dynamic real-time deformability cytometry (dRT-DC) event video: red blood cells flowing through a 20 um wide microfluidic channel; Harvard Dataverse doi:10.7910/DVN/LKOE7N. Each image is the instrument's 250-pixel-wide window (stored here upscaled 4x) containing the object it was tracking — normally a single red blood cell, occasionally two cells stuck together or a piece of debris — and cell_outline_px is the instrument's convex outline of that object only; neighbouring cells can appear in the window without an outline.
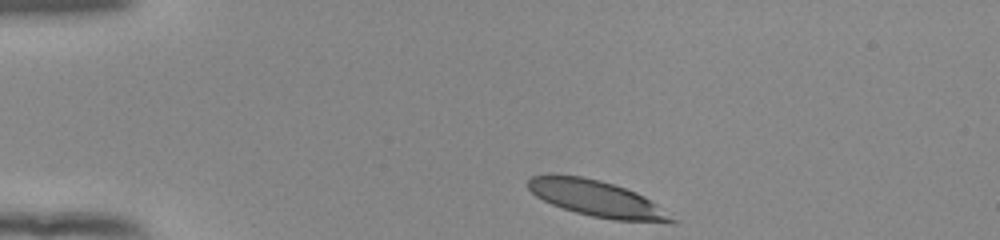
{"species": "human", "species_latin": "Homo sapiens", "temperature_condition": "room temperature", "stored_images_in_passage": 43, "camera_frame_rate_fps": 3000, "um_per_image_px": 0.085, "donor": {"sex": "female"}, "frame": {"image": 1, "passage_image": 1, "time_ms": 0.0, "image_size_px": [1000, 240], "cell_outline_px": [[680, 220], [672, 224], [612, 220], [592, 216], [576, 212], [552, 204], [536, 196], [528, 188], [528, 180], [532, 176], [552, 172], [580, 176], [600, 180], [636, 192], [644, 196]], "centroid_in_image_um": [50.78, 16.89], "position_along_channel_um": 34.2, "area_um2": 30.69}}
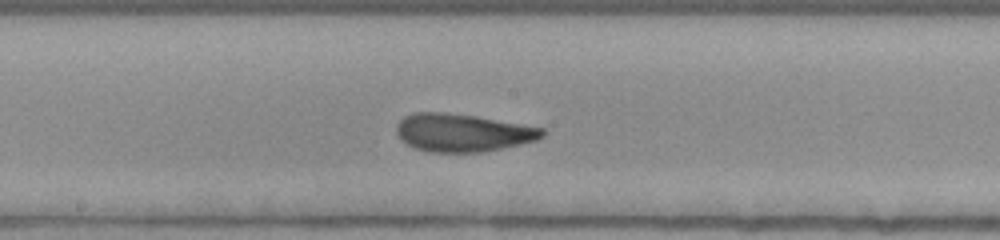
{"frame": {"image": 2, "passage_image": 19, "time_ms": 6.0, "image_size_px": [1000, 240], "cell_outline_px": [[544, 136], [536, 140], [520, 144], [484, 152], [428, 152], [416, 148], [408, 144], [396, 132], [396, 124], [404, 116], [416, 112], [444, 112], [476, 116], [544, 128]], "centroid_in_image_um": [39.32, 11.27], "position_along_channel_um": 208.9, "area_um2": 32.02}}
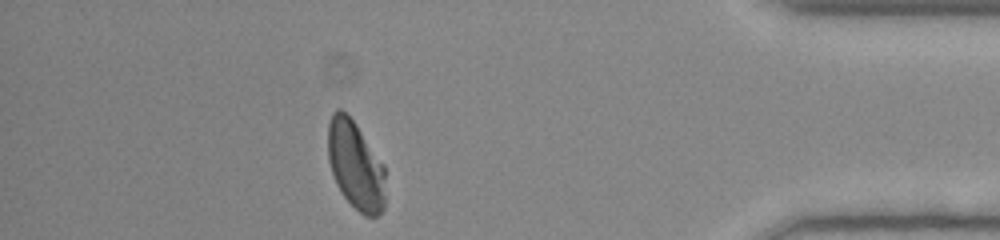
{"frame": {"image": 3, "passage_image": 37, "time_ms": 12.0, "image_size_px": [1000, 240], "cell_outline_px": [[384, 208], [376, 216], [364, 216], [340, 192], [336, 184], [328, 160], [328, 124], [332, 112], [336, 108], [340, 108], [356, 124], [384, 164]], "centroid_in_image_um": [30.2, 14.03], "position_along_channel_um": 405.0, "area_um2": 29.48}, "authors_computed_cell_mechanics": {"area_um2": 31.4432, "velocity_mm_per_s": 3.9097, "shape_relaxation_time_tau1_ms": 6.2907, "shape_relaxation_time_tau2_ms": 1.1461, "deformation_change_tau1": 0.1956, "deformation_change_tau2": 0.0739}}